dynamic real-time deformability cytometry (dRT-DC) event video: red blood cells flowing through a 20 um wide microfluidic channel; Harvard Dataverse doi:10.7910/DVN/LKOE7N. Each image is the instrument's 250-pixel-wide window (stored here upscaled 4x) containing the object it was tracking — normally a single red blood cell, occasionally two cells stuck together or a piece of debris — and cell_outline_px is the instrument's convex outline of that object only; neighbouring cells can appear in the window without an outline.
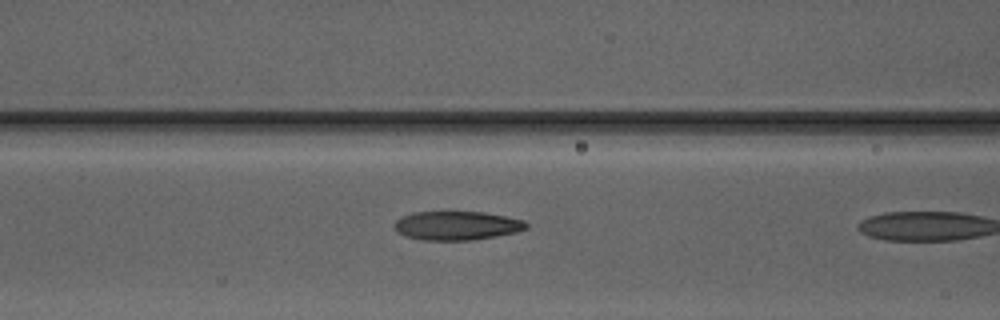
{"species": "Egyptian fruit bat (a non-hibernating species)", "species_latin": "Rousettus aegyptiacus", "temperature_condition": "warm", "stored_images_in_passage": 8, "camera_frame_rate_fps": 3000, "um_per_image_px": 0.085, "animal": {"sex": "male"}, "frame": {"image": 1, "passage_image": 7, "time_ms": 2.0, "image_size_px": [1000, 320], "cell_outline_px": [[528, 228], [516, 232], [496, 236], [472, 240], [420, 240], [404, 236], [396, 232], [392, 224], [396, 220], [412, 212], [484, 212], [524, 220], [528, 224]], "centroid_in_image_um": [38.79, 19.18], "position_along_channel_um": 127.8, "area_um2": 22.31}}